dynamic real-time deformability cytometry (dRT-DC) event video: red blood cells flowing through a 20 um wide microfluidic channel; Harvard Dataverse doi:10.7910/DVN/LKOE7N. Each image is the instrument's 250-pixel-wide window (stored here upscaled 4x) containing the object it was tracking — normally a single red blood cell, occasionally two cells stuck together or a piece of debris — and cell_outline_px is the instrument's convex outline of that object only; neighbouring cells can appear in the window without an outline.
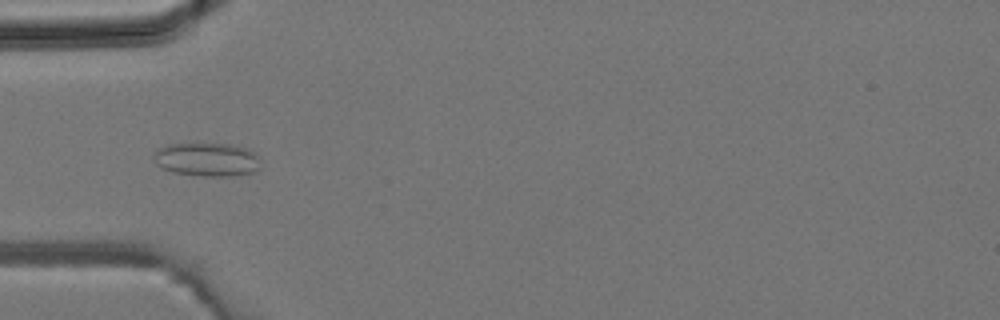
{"species": "common noctule bat (a hibernating species)", "species_latin": "Nyctalus noctula", "temperature_condition": "room temperature", "stored_images_in_passage": 3, "camera_frame_rate_fps": 3000, "um_per_image_px": 0.085, "animal": {"sex": "male", "body_mass_g": 19.2, "forearm_length_mm": 51.8}, "frame": {"image": 1, "passage_image": 3, "time_ms": 0.667, "image_size_px": [1000, 320], "cell_outline_px": [[260, 168], [252, 172], [232, 176], [204, 176], [172, 172], [160, 168], [156, 164], [152, 156], [156, 148], [168, 144], [228, 144], [248, 148], [256, 152], [260, 156]], "centroid_in_image_um": [17.59, 13.55], "position_along_channel_um": 67.4, "area_um2": 21.27}}